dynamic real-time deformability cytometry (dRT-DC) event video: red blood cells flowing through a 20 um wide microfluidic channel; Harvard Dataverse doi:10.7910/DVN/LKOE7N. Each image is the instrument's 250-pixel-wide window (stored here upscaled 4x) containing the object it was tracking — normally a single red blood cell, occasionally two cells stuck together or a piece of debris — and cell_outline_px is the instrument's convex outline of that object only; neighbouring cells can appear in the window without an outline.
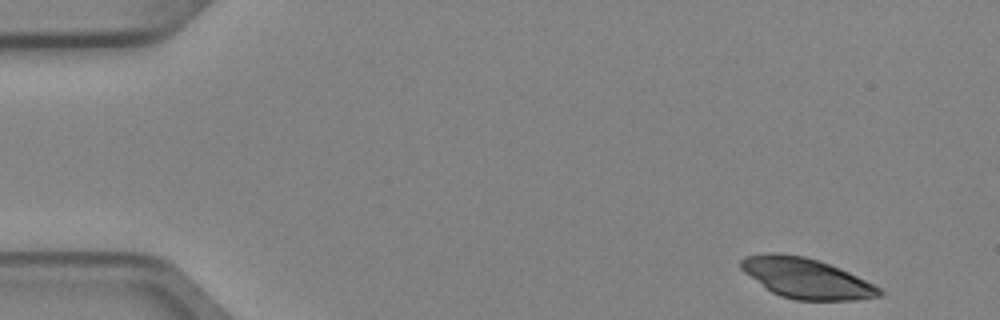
{"species": "Egyptian fruit bat (a non-hibernating species)", "species_latin": "Rousettus aegyptiacus", "temperature_condition": "cold", "stored_images_in_passage": 4, "camera_frame_rate_fps": 3000, "um_per_image_px": 0.085, "animal": {"sex": "female"}, "frame": {"image": 1, "passage_image": 1, "time_ms": 0.0, "image_size_px": [1000, 320], "cell_outline_px": [[884, 292], [880, 296], [852, 300], [796, 300], [780, 296], [772, 292], [744, 272], [740, 268], [740, 260], [744, 256], [768, 252], [776, 252], [804, 256], [820, 260], [840, 268], [880, 288]], "centroid_in_image_um": [68.49, 23.63], "position_along_channel_um": 16.5, "area_um2": 32.31}}
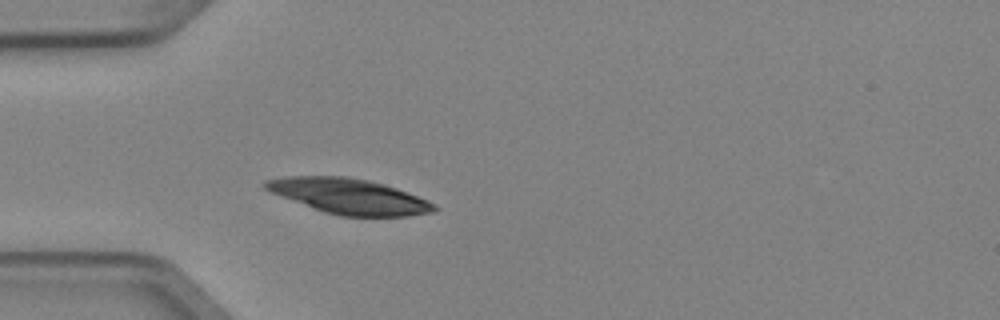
{"frame": {"image": 2, "passage_image": 4, "time_ms": 1.0, "image_size_px": [1000, 320], "cell_outline_px": [[440, 208], [432, 212], [408, 216], [340, 216], [324, 212], [272, 192], [264, 188], [264, 180], [284, 176], [344, 176], [368, 180], [384, 184], [408, 192], [428, 200], [436, 204]], "centroid_in_image_um": [29.71, 16.68], "position_along_channel_um": 55.3, "area_um2": 34.51}}